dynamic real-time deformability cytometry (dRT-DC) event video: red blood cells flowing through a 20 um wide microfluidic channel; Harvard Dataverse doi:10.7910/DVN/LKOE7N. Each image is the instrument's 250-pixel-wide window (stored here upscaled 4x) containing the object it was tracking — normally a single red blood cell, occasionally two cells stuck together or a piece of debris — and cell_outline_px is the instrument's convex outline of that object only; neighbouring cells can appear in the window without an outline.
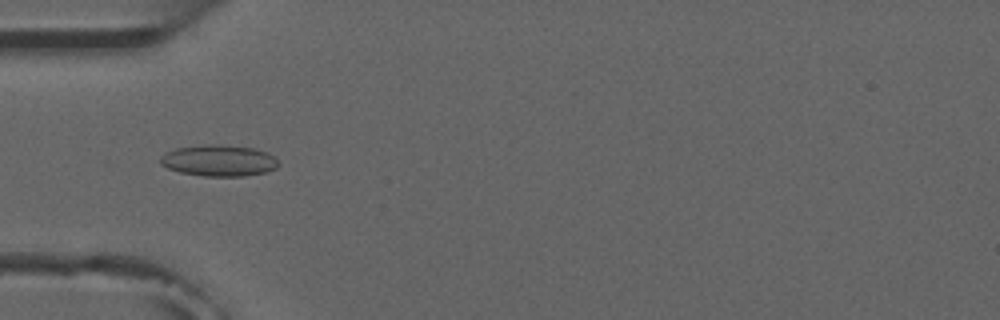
{"species": "common noctule bat (a hibernating species)", "species_latin": "Nyctalus noctula", "temperature_condition": "room temperature", "stored_images_in_passage": 8, "camera_frame_rate_fps": 3000, "um_per_image_px": 0.085, "animal": {"sex": "male", "forearm_length_mm": 52.5}, "frame": {"image": 1, "passage_image": 4, "time_ms": 4.667, "image_size_px": [1000, 320], "cell_outline_px": [[280, 164], [276, 168], [268, 172], [244, 176], [204, 176], [180, 172], [168, 168], [160, 164], [160, 156], [164, 152], [176, 148], [208, 144], [216, 144], [252, 148], [268, 152], [276, 156]], "centroid_in_image_um": [18.63, 13.65], "position_along_channel_um": 66.4, "area_um2": 21.79}}
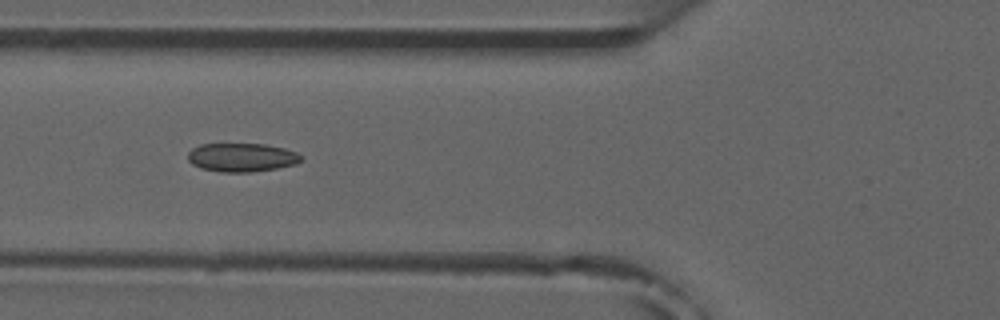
{"frame": {"image": 2, "passage_image": 5, "time_ms": 5.667, "image_size_px": [1000, 320], "cell_outline_px": [[304, 160], [296, 164], [276, 168], [252, 172], [220, 172], [200, 168], [192, 164], [188, 160], [188, 152], [192, 148], [200, 144], [264, 144], [284, 148], [296, 152], [304, 156]], "centroid_in_image_um": [20.56, 13.38], "position_along_channel_um": 105.2, "area_um2": 19.07}}
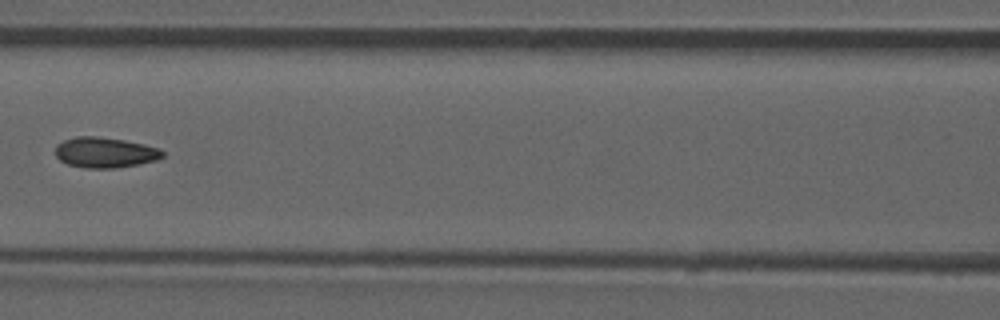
{"frame": {"image": 3, "passage_image": 6, "time_ms": 7.0, "image_size_px": [1000, 320], "cell_outline_px": [[164, 156], [156, 160], [116, 168], [84, 168], [68, 164], [60, 160], [56, 156], [56, 144], [64, 140], [76, 136], [96, 136], [124, 140], [144, 144], [160, 148], [164, 152]], "centroid_in_image_um": [8.92, 12.95], "position_along_channel_um": 157.7, "area_um2": 19.02}}